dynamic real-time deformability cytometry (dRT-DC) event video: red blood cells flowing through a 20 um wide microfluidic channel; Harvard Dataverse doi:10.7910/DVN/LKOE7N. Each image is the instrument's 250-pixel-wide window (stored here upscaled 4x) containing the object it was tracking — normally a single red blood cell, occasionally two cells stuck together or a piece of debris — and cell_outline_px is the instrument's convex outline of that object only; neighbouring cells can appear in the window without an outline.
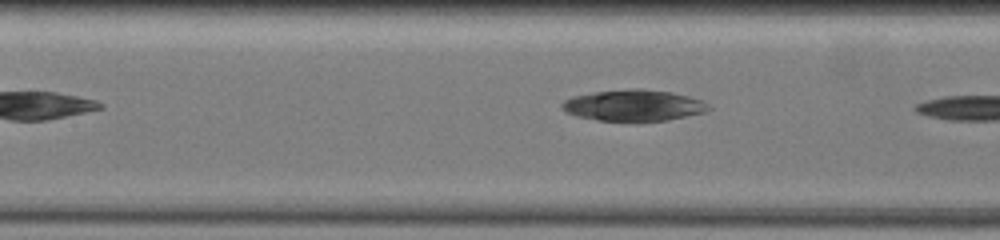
{"species": "common noctule bat (a hibernating species)", "species_latin": "Nyctalus noctula", "temperature_condition": "warm", "stored_images_in_passage": 10, "segment_of_instrument_passage": [2, 2], "camera_frame_rate_fps": 3000, "um_per_image_px": 0.085, "animal": {"sex": "female", "body_mass_g": 19.5, "forearm_length_mm": 54.1}, "frame": {"image": 1, "passage_image": 10, "time_ms": 5.0, "image_size_px": [1000, 240], "cell_outline_px": [[712, 108], [704, 112], [668, 120], [636, 124], [600, 120], [576, 116], [564, 112], [560, 108], [560, 104], [564, 100], [572, 96], [592, 92], [632, 88], [640, 88], [672, 92], [688, 96], [700, 100], [708, 104]], "centroid_in_image_um": [53.82, 8.99], "position_along_channel_um": 153.6, "area_um2": 27.57}}